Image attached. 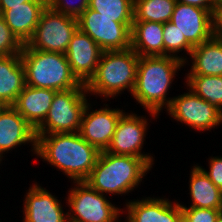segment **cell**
<instances>
[{
	"mask_svg": "<svg viewBox=\"0 0 222 222\" xmlns=\"http://www.w3.org/2000/svg\"><path fill=\"white\" fill-rule=\"evenodd\" d=\"M181 205L182 212L189 218L190 222H215L220 215V210L209 208L186 207Z\"/></svg>",
	"mask_w": 222,
	"mask_h": 222,
	"instance_id": "30",
	"label": "cell"
},
{
	"mask_svg": "<svg viewBox=\"0 0 222 222\" xmlns=\"http://www.w3.org/2000/svg\"><path fill=\"white\" fill-rule=\"evenodd\" d=\"M37 157L62 171L73 182L85 181L100 151L78 132L36 135Z\"/></svg>",
	"mask_w": 222,
	"mask_h": 222,
	"instance_id": "1",
	"label": "cell"
},
{
	"mask_svg": "<svg viewBox=\"0 0 222 222\" xmlns=\"http://www.w3.org/2000/svg\"><path fill=\"white\" fill-rule=\"evenodd\" d=\"M139 55L132 48L103 51L94 76L85 85L87 93L114 98L128 89L132 94Z\"/></svg>",
	"mask_w": 222,
	"mask_h": 222,
	"instance_id": "4",
	"label": "cell"
},
{
	"mask_svg": "<svg viewBox=\"0 0 222 222\" xmlns=\"http://www.w3.org/2000/svg\"><path fill=\"white\" fill-rule=\"evenodd\" d=\"M33 0H0V15L9 9V6H17L24 2H29Z\"/></svg>",
	"mask_w": 222,
	"mask_h": 222,
	"instance_id": "34",
	"label": "cell"
},
{
	"mask_svg": "<svg viewBox=\"0 0 222 222\" xmlns=\"http://www.w3.org/2000/svg\"><path fill=\"white\" fill-rule=\"evenodd\" d=\"M84 84L77 88L57 91L44 121L35 129V135L79 132L83 112L88 104Z\"/></svg>",
	"mask_w": 222,
	"mask_h": 222,
	"instance_id": "6",
	"label": "cell"
},
{
	"mask_svg": "<svg viewBox=\"0 0 222 222\" xmlns=\"http://www.w3.org/2000/svg\"><path fill=\"white\" fill-rule=\"evenodd\" d=\"M163 42H164V56H172L179 58L187 63V58L178 56L180 51H186L189 56L193 47L187 42L186 38H182L180 31L175 24L170 21L163 24Z\"/></svg>",
	"mask_w": 222,
	"mask_h": 222,
	"instance_id": "27",
	"label": "cell"
},
{
	"mask_svg": "<svg viewBox=\"0 0 222 222\" xmlns=\"http://www.w3.org/2000/svg\"><path fill=\"white\" fill-rule=\"evenodd\" d=\"M187 76H222V40L211 37L191 51Z\"/></svg>",
	"mask_w": 222,
	"mask_h": 222,
	"instance_id": "21",
	"label": "cell"
},
{
	"mask_svg": "<svg viewBox=\"0 0 222 222\" xmlns=\"http://www.w3.org/2000/svg\"><path fill=\"white\" fill-rule=\"evenodd\" d=\"M176 0H134V20L166 23L171 20Z\"/></svg>",
	"mask_w": 222,
	"mask_h": 222,
	"instance_id": "24",
	"label": "cell"
},
{
	"mask_svg": "<svg viewBox=\"0 0 222 222\" xmlns=\"http://www.w3.org/2000/svg\"><path fill=\"white\" fill-rule=\"evenodd\" d=\"M212 16L207 9L176 2L170 22L194 48L213 36Z\"/></svg>",
	"mask_w": 222,
	"mask_h": 222,
	"instance_id": "13",
	"label": "cell"
},
{
	"mask_svg": "<svg viewBox=\"0 0 222 222\" xmlns=\"http://www.w3.org/2000/svg\"><path fill=\"white\" fill-rule=\"evenodd\" d=\"M151 168L142 158L101 151L84 182L101 194L122 196L138 187Z\"/></svg>",
	"mask_w": 222,
	"mask_h": 222,
	"instance_id": "3",
	"label": "cell"
},
{
	"mask_svg": "<svg viewBox=\"0 0 222 222\" xmlns=\"http://www.w3.org/2000/svg\"><path fill=\"white\" fill-rule=\"evenodd\" d=\"M182 66L185 62L172 56H139L132 95L152 118L159 117L162 108H169L172 97L166 95Z\"/></svg>",
	"mask_w": 222,
	"mask_h": 222,
	"instance_id": "2",
	"label": "cell"
},
{
	"mask_svg": "<svg viewBox=\"0 0 222 222\" xmlns=\"http://www.w3.org/2000/svg\"><path fill=\"white\" fill-rule=\"evenodd\" d=\"M26 86L25 69L21 54L0 56V102L13 106Z\"/></svg>",
	"mask_w": 222,
	"mask_h": 222,
	"instance_id": "20",
	"label": "cell"
},
{
	"mask_svg": "<svg viewBox=\"0 0 222 222\" xmlns=\"http://www.w3.org/2000/svg\"><path fill=\"white\" fill-rule=\"evenodd\" d=\"M189 180V194L192 199L190 207L220 209L221 190L214 185L198 165H194L191 169Z\"/></svg>",
	"mask_w": 222,
	"mask_h": 222,
	"instance_id": "23",
	"label": "cell"
},
{
	"mask_svg": "<svg viewBox=\"0 0 222 222\" xmlns=\"http://www.w3.org/2000/svg\"><path fill=\"white\" fill-rule=\"evenodd\" d=\"M178 222H190L189 218L182 212L179 215Z\"/></svg>",
	"mask_w": 222,
	"mask_h": 222,
	"instance_id": "35",
	"label": "cell"
},
{
	"mask_svg": "<svg viewBox=\"0 0 222 222\" xmlns=\"http://www.w3.org/2000/svg\"><path fill=\"white\" fill-rule=\"evenodd\" d=\"M71 2L69 3L68 0H47V5L56 12L75 18H78L89 6V0H78V4Z\"/></svg>",
	"mask_w": 222,
	"mask_h": 222,
	"instance_id": "29",
	"label": "cell"
},
{
	"mask_svg": "<svg viewBox=\"0 0 222 222\" xmlns=\"http://www.w3.org/2000/svg\"><path fill=\"white\" fill-rule=\"evenodd\" d=\"M90 106L91 104L88 103L85 107L78 133L100 152L106 151L124 110L111 109L106 104L107 107L91 111Z\"/></svg>",
	"mask_w": 222,
	"mask_h": 222,
	"instance_id": "12",
	"label": "cell"
},
{
	"mask_svg": "<svg viewBox=\"0 0 222 222\" xmlns=\"http://www.w3.org/2000/svg\"><path fill=\"white\" fill-rule=\"evenodd\" d=\"M47 6V0H33L17 6H9L1 16L13 34L25 45L33 36L41 14Z\"/></svg>",
	"mask_w": 222,
	"mask_h": 222,
	"instance_id": "18",
	"label": "cell"
},
{
	"mask_svg": "<svg viewBox=\"0 0 222 222\" xmlns=\"http://www.w3.org/2000/svg\"><path fill=\"white\" fill-rule=\"evenodd\" d=\"M131 48L139 56H164L163 24L133 21Z\"/></svg>",
	"mask_w": 222,
	"mask_h": 222,
	"instance_id": "22",
	"label": "cell"
},
{
	"mask_svg": "<svg viewBox=\"0 0 222 222\" xmlns=\"http://www.w3.org/2000/svg\"><path fill=\"white\" fill-rule=\"evenodd\" d=\"M103 50L79 28L65 52L70 69L78 81L86 85L94 76Z\"/></svg>",
	"mask_w": 222,
	"mask_h": 222,
	"instance_id": "14",
	"label": "cell"
},
{
	"mask_svg": "<svg viewBox=\"0 0 222 222\" xmlns=\"http://www.w3.org/2000/svg\"><path fill=\"white\" fill-rule=\"evenodd\" d=\"M209 171L198 166L220 190L222 189V157L209 158Z\"/></svg>",
	"mask_w": 222,
	"mask_h": 222,
	"instance_id": "31",
	"label": "cell"
},
{
	"mask_svg": "<svg viewBox=\"0 0 222 222\" xmlns=\"http://www.w3.org/2000/svg\"><path fill=\"white\" fill-rule=\"evenodd\" d=\"M28 143H31V151L35 154V130L13 106H4L0 110V161L5 152Z\"/></svg>",
	"mask_w": 222,
	"mask_h": 222,
	"instance_id": "16",
	"label": "cell"
},
{
	"mask_svg": "<svg viewBox=\"0 0 222 222\" xmlns=\"http://www.w3.org/2000/svg\"><path fill=\"white\" fill-rule=\"evenodd\" d=\"M213 37L222 40V1H218L212 16Z\"/></svg>",
	"mask_w": 222,
	"mask_h": 222,
	"instance_id": "32",
	"label": "cell"
},
{
	"mask_svg": "<svg viewBox=\"0 0 222 222\" xmlns=\"http://www.w3.org/2000/svg\"><path fill=\"white\" fill-rule=\"evenodd\" d=\"M176 2L186 5H193L203 9L209 10L212 14L215 6L217 5L216 0H176Z\"/></svg>",
	"mask_w": 222,
	"mask_h": 222,
	"instance_id": "33",
	"label": "cell"
},
{
	"mask_svg": "<svg viewBox=\"0 0 222 222\" xmlns=\"http://www.w3.org/2000/svg\"><path fill=\"white\" fill-rule=\"evenodd\" d=\"M167 112L177 122L203 132L222 124V112L190 89L173 97Z\"/></svg>",
	"mask_w": 222,
	"mask_h": 222,
	"instance_id": "10",
	"label": "cell"
},
{
	"mask_svg": "<svg viewBox=\"0 0 222 222\" xmlns=\"http://www.w3.org/2000/svg\"><path fill=\"white\" fill-rule=\"evenodd\" d=\"M66 202L70 208L69 222H118L124 211L115 207L104 194L92 189L86 182H74Z\"/></svg>",
	"mask_w": 222,
	"mask_h": 222,
	"instance_id": "7",
	"label": "cell"
},
{
	"mask_svg": "<svg viewBox=\"0 0 222 222\" xmlns=\"http://www.w3.org/2000/svg\"><path fill=\"white\" fill-rule=\"evenodd\" d=\"M4 106L2 105V103L0 102V110L3 108Z\"/></svg>",
	"mask_w": 222,
	"mask_h": 222,
	"instance_id": "38",
	"label": "cell"
},
{
	"mask_svg": "<svg viewBox=\"0 0 222 222\" xmlns=\"http://www.w3.org/2000/svg\"><path fill=\"white\" fill-rule=\"evenodd\" d=\"M24 199L23 222H69L61 202L39 183L31 185Z\"/></svg>",
	"mask_w": 222,
	"mask_h": 222,
	"instance_id": "15",
	"label": "cell"
},
{
	"mask_svg": "<svg viewBox=\"0 0 222 222\" xmlns=\"http://www.w3.org/2000/svg\"><path fill=\"white\" fill-rule=\"evenodd\" d=\"M220 212L222 213V189H221V193H220Z\"/></svg>",
	"mask_w": 222,
	"mask_h": 222,
	"instance_id": "36",
	"label": "cell"
},
{
	"mask_svg": "<svg viewBox=\"0 0 222 222\" xmlns=\"http://www.w3.org/2000/svg\"><path fill=\"white\" fill-rule=\"evenodd\" d=\"M78 29V18L50 9L42 12L28 48L65 54L73 34Z\"/></svg>",
	"mask_w": 222,
	"mask_h": 222,
	"instance_id": "8",
	"label": "cell"
},
{
	"mask_svg": "<svg viewBox=\"0 0 222 222\" xmlns=\"http://www.w3.org/2000/svg\"><path fill=\"white\" fill-rule=\"evenodd\" d=\"M23 44L10 30L6 21L0 15V56L20 54Z\"/></svg>",
	"mask_w": 222,
	"mask_h": 222,
	"instance_id": "28",
	"label": "cell"
},
{
	"mask_svg": "<svg viewBox=\"0 0 222 222\" xmlns=\"http://www.w3.org/2000/svg\"><path fill=\"white\" fill-rule=\"evenodd\" d=\"M132 24L116 22V18H107L89 8L78 17V28L103 51L131 48Z\"/></svg>",
	"mask_w": 222,
	"mask_h": 222,
	"instance_id": "9",
	"label": "cell"
},
{
	"mask_svg": "<svg viewBox=\"0 0 222 222\" xmlns=\"http://www.w3.org/2000/svg\"><path fill=\"white\" fill-rule=\"evenodd\" d=\"M215 222H222V213H220Z\"/></svg>",
	"mask_w": 222,
	"mask_h": 222,
	"instance_id": "37",
	"label": "cell"
},
{
	"mask_svg": "<svg viewBox=\"0 0 222 222\" xmlns=\"http://www.w3.org/2000/svg\"><path fill=\"white\" fill-rule=\"evenodd\" d=\"M190 90L222 112V76H186Z\"/></svg>",
	"mask_w": 222,
	"mask_h": 222,
	"instance_id": "25",
	"label": "cell"
},
{
	"mask_svg": "<svg viewBox=\"0 0 222 222\" xmlns=\"http://www.w3.org/2000/svg\"><path fill=\"white\" fill-rule=\"evenodd\" d=\"M124 112L115 128V132L106 152L116 155H129L144 159L151 167L154 158L142 153L148 122L146 117Z\"/></svg>",
	"mask_w": 222,
	"mask_h": 222,
	"instance_id": "11",
	"label": "cell"
},
{
	"mask_svg": "<svg viewBox=\"0 0 222 222\" xmlns=\"http://www.w3.org/2000/svg\"><path fill=\"white\" fill-rule=\"evenodd\" d=\"M56 92L26 85L13 107L35 130L44 121Z\"/></svg>",
	"mask_w": 222,
	"mask_h": 222,
	"instance_id": "19",
	"label": "cell"
},
{
	"mask_svg": "<svg viewBox=\"0 0 222 222\" xmlns=\"http://www.w3.org/2000/svg\"><path fill=\"white\" fill-rule=\"evenodd\" d=\"M125 222H178L181 205L166 198L137 199L126 202Z\"/></svg>",
	"mask_w": 222,
	"mask_h": 222,
	"instance_id": "17",
	"label": "cell"
},
{
	"mask_svg": "<svg viewBox=\"0 0 222 222\" xmlns=\"http://www.w3.org/2000/svg\"><path fill=\"white\" fill-rule=\"evenodd\" d=\"M134 0H89V9L99 12L107 18H116V22L133 23Z\"/></svg>",
	"mask_w": 222,
	"mask_h": 222,
	"instance_id": "26",
	"label": "cell"
},
{
	"mask_svg": "<svg viewBox=\"0 0 222 222\" xmlns=\"http://www.w3.org/2000/svg\"><path fill=\"white\" fill-rule=\"evenodd\" d=\"M20 54L28 86L64 91L81 84L73 75L65 54L35 50L26 45Z\"/></svg>",
	"mask_w": 222,
	"mask_h": 222,
	"instance_id": "5",
	"label": "cell"
}]
</instances>
